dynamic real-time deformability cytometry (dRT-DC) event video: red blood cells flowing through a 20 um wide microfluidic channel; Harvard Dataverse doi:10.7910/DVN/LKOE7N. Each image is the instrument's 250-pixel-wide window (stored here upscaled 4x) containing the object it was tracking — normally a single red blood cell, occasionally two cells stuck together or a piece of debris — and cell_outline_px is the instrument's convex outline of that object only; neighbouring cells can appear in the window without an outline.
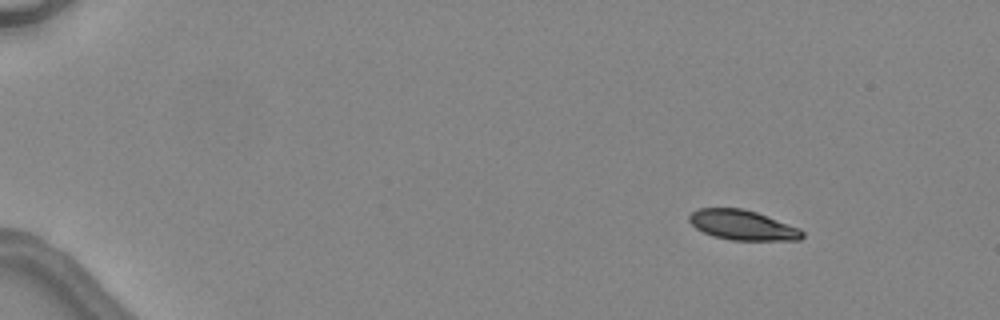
{"species": "common noctule bat (a hibernating species)", "species_latin": "Nyctalus noctula", "temperature_condition": "warm", "stored_images_in_passage": 6, "camera_frame_rate_fps": 3000, "um_per_image_px": 0.085, "animal": {"sex": "female", "body_mass_g": 24.6, "forearm_length_mm": 56.2}, "frame": {"image": 1, "passage_image": 2, "time_ms": 1.333, "image_size_px": [1000, 320], "cell_outline_px": [[804, 236], [800, 240], [732, 240], [712, 236], [696, 228], [688, 220], [688, 216], [696, 208], [740, 208], [756, 212], [800, 228], [804, 232]], "centroid_in_image_um": [63.11, 19.13], "position_along_channel_um": 21.9, "area_um2": 19.71}}
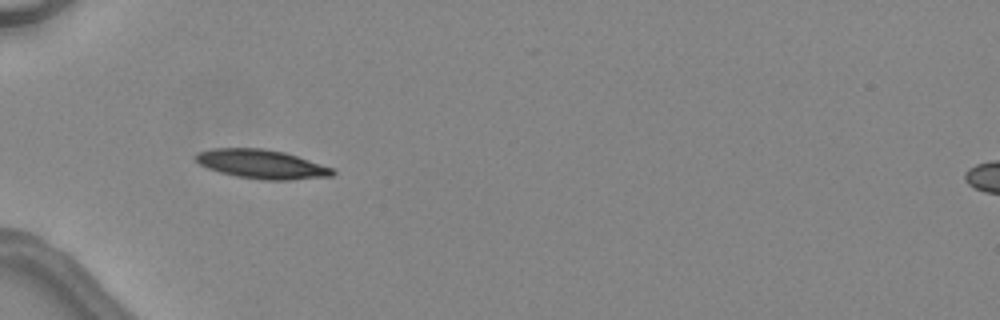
{"frame": {"image": 2, "passage_image": 5, "time_ms": 5.0, "image_size_px": [1000, 320], "cell_outline_px": [[336, 172], [332, 176], [288, 180], [264, 180], [236, 176], [220, 172], [208, 168], [200, 164], [192, 156], [196, 152], [212, 148], [260, 148], [284, 152], [332, 168]], "centroid_in_image_um": [22.19, 13.95], "position_along_channel_um": 62.8, "area_um2": 23.0}}